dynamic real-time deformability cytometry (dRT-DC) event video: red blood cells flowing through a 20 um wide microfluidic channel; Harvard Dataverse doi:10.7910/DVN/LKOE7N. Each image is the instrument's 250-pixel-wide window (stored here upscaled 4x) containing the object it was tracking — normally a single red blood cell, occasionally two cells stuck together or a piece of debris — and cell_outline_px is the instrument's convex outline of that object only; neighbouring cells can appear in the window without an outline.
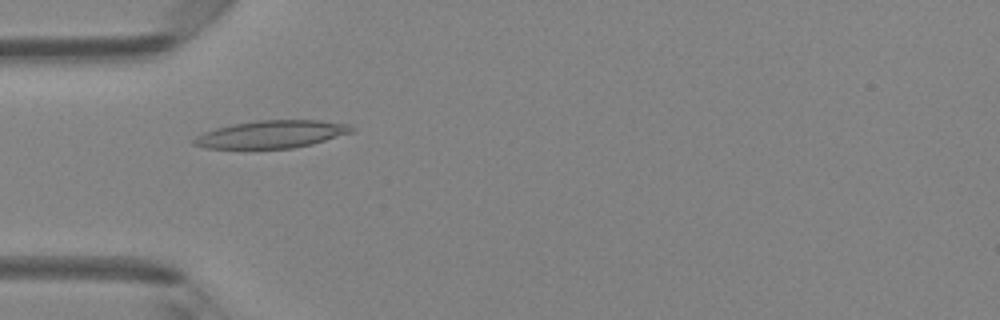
{"species": "Egyptian fruit bat (a non-hibernating species)", "species_latin": "Rousettus aegyptiacus", "temperature_condition": "room temperature", "stored_images_in_passage": 4, "camera_frame_rate_fps": 3000, "um_per_image_px": 0.085, "animal": {"sex": "female"}, "frame": {"image": 1, "passage_image": 2, "time_ms": 0.333, "image_size_px": [1000, 320], "cell_outline_px": [[356, 128], [352, 132], [312, 144], [292, 148], [208, 148], [192, 144], [192, 140], [196, 136], [204, 132], [216, 128], [256, 120], [320, 120], [348, 124]], "centroid_in_image_um": [23.1, 11.41], "position_along_channel_um": 61.9, "area_um2": 25.14}}
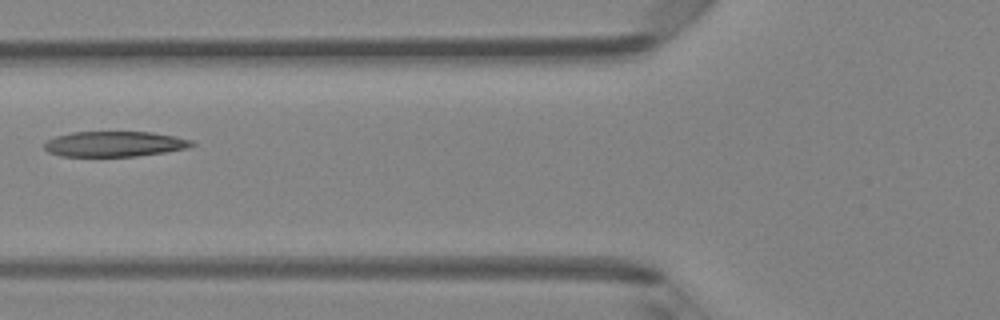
{"frame": {"image": 2, "passage_image": 3, "time_ms": 0.667, "image_size_px": [1000, 320], "cell_outline_px": [[196, 144], [188, 148], [164, 152], [136, 156], [60, 156], [48, 152], [44, 148], [44, 144], [48, 140], [56, 136], [72, 132], [152, 132], [176, 136], [192, 140]], "centroid_in_image_um": [9.75, 12.23], "position_along_channel_um": 116.0, "area_um2": 21.79}}
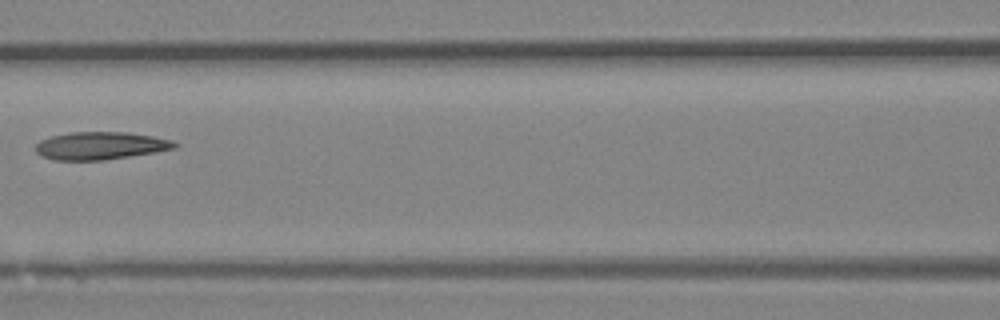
{"frame": {"image": 3, "passage_image": 4, "time_ms": 1.0, "image_size_px": [1000, 320], "cell_outline_px": [[180, 144], [176, 148], [104, 160], [52, 160], [40, 156], [36, 152], [36, 144], [40, 140], [52, 136], [68, 132], [128, 132], [152, 136], [172, 140]], "centroid_in_image_um": [8.51, 12.38], "position_along_channel_um": 158.1, "area_um2": 22.43}}